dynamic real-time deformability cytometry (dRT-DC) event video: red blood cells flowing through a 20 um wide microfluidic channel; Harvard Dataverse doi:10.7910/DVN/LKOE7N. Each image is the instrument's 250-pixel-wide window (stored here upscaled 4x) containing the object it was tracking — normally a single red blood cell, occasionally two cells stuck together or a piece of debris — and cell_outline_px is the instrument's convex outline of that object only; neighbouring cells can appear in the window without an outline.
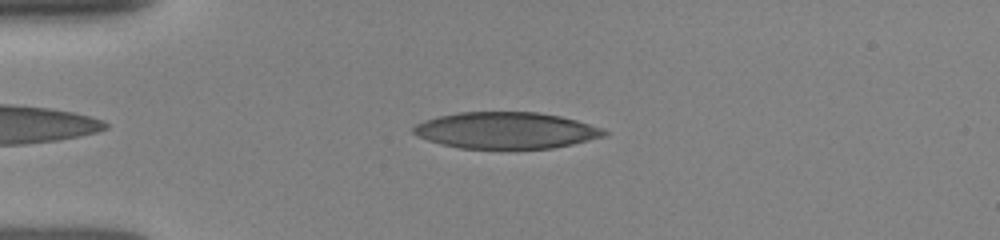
{"species": "human", "species_latin": "Homo sapiens", "temperature_condition": "room temperature", "stored_images_in_passage": 12, "camera_frame_rate_fps": 3000, "um_per_image_px": 0.085, "donor": {"sex": "female"}, "frame": {"image": 1, "passage_image": 5, "time_ms": 2.0, "image_size_px": [1000, 240], "cell_outline_px": [[608, 136], [572, 144], [552, 148], [460, 148], [440, 144], [416, 136], [412, 132], [412, 128], [416, 124], [424, 120], [440, 116], [460, 112], [536, 112], [560, 116], [576, 120], [604, 128], [608, 132]], "centroid_in_image_um": [43.03, 11.08], "position_along_channel_um": 42.0, "area_um2": 40.58}}
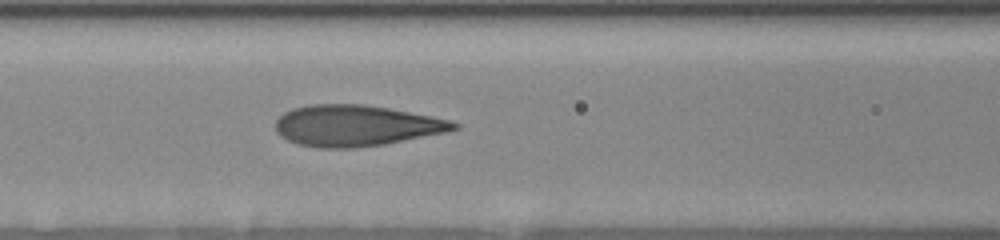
{"frame": {"image": 2, "passage_image": 10, "time_ms": 5.0, "image_size_px": [1000, 240], "cell_outline_px": [[460, 128], [448, 132], [384, 144], [356, 148], [316, 148], [300, 144], [288, 140], [280, 136], [276, 132], [276, 120], [284, 112], [292, 108], [308, 104], [364, 104], [388, 108], [432, 116], [448, 120], [460, 124]], "centroid_in_image_um": [30.25, 10.68], "position_along_channel_um": 136.3, "area_um2": 42.83}}
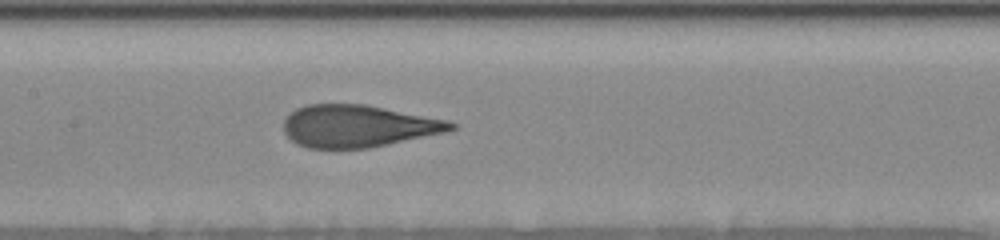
{"frame": {"image": 3, "passage_image": 12, "time_ms": 6.0, "image_size_px": [1000, 240], "cell_outline_px": [[456, 128], [444, 132], [388, 144], [368, 148], [308, 148], [296, 144], [284, 132], [284, 120], [296, 108], [308, 104], [364, 104], [448, 120], [456, 124]], "centroid_in_image_um": [30.41, 10.71], "position_along_channel_um": 177.0, "area_um2": 40.81}}